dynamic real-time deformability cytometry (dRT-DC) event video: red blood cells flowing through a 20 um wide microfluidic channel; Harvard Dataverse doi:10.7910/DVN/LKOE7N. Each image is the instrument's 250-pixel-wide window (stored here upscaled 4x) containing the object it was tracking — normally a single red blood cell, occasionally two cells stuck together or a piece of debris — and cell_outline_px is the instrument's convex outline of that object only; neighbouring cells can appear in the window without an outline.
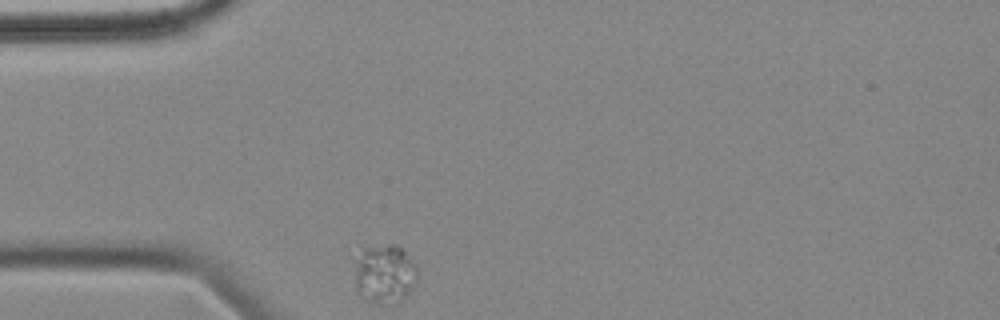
{"species": "common noctule bat (a hibernating species)", "species_latin": "Nyctalus noctula", "temperature_condition": "cold", "stored_images_in_passage": 3, "camera_frame_rate_fps": 3000, "um_per_image_px": 0.085, "animal": {"sex": "female", "body_mass_g": 18.4}, "frame": {"image": 1, "passage_image": 1, "time_ms": 0.0, "image_size_px": [1000, 320], "cell_outline_px": [[416, 280], [412, 288], [404, 296], [380, 304], [376, 304], [356, 292], [356, 260], [360, 248], [388, 244], [396, 244], [416, 264]], "centroid_in_image_um": [32.66, 23.22], "position_along_channel_um": 52.3, "area_um2": 21.04}}
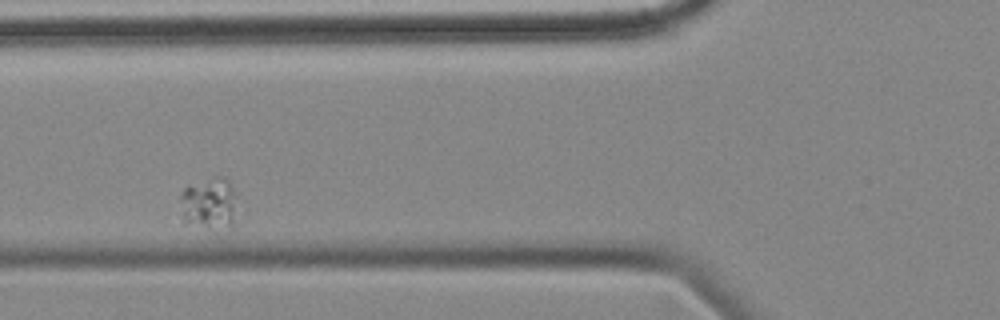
{"frame": {"image": 2, "passage_image": 3, "time_ms": 2.333, "image_size_px": [1000, 320], "cell_outline_px": [[236, 196], [232, 224], [208, 228], [184, 224], [180, 200], [180, 196], [184, 188], [216, 176], [224, 176], [232, 184]], "centroid_in_image_um": [17.75, 17.27], "position_along_channel_um": 108.1, "area_um2": 16.88}}